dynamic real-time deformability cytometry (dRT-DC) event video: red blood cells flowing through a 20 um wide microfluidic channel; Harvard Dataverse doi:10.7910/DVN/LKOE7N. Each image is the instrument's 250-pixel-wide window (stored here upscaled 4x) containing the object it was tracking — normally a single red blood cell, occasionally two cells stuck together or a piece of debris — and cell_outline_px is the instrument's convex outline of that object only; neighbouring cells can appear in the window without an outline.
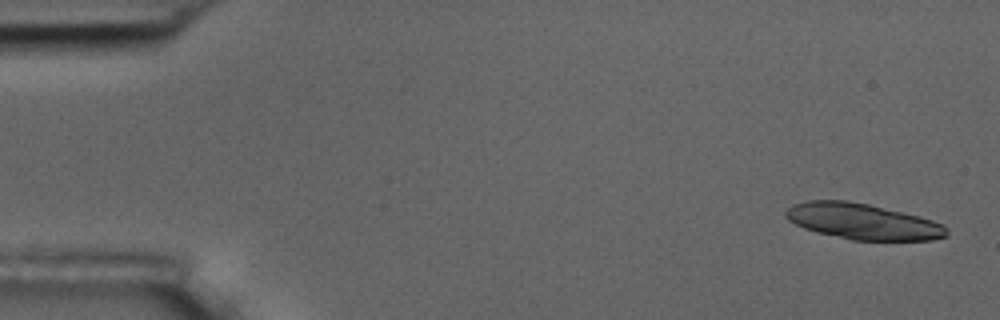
{"species": "common noctule bat (a hibernating species)", "species_latin": "Nyctalus noctula", "temperature_condition": "room temperature", "stored_images_in_passage": 4, "camera_frame_rate_fps": 3000, "um_per_image_px": 0.085, "animal": {"sex": "male", "body_mass_g": 17.5, "forearm_length_mm": 52.3}, "frame": {"image": 1, "passage_image": 1, "time_ms": 0.0, "image_size_px": [1000, 320], "cell_outline_px": [[948, 236], [932, 240], [852, 240], [816, 232], [804, 228], [788, 220], [784, 216], [784, 212], [792, 204], [808, 200], [848, 200], [868, 204], [920, 216], [944, 224], [948, 228]], "centroid_in_image_um": [73.33, 18.82], "position_along_channel_um": 11.7, "area_um2": 33.81}}